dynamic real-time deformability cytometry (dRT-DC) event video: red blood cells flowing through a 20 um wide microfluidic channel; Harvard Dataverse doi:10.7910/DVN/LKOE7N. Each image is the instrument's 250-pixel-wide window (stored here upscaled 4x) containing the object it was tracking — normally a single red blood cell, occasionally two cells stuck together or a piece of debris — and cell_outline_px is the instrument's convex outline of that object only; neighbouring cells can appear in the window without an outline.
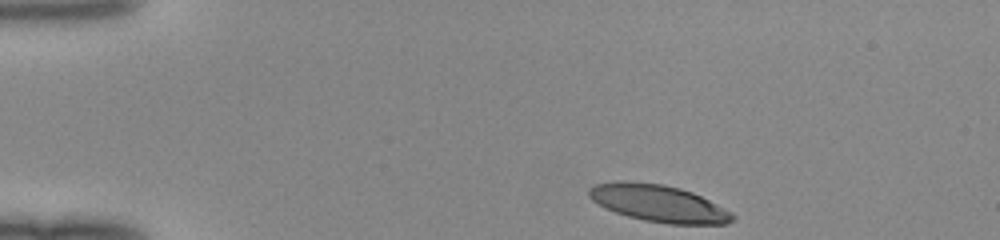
{"species": "human", "species_latin": "Homo sapiens", "temperature_condition": "room temperature", "stored_images_in_passage": 36, "camera_frame_rate_fps": 3000, "um_per_image_px": 0.085, "donor": {"sex": "female"}, "frame": {"image": 1, "passage_image": 1, "time_ms": 0.0, "image_size_px": [1000, 240], "cell_outline_px": [[736, 216], [728, 224], [668, 224], [644, 220], [628, 216], [616, 212], [592, 200], [588, 196], [588, 188], [596, 184], [616, 180], [628, 180], [664, 184], [680, 188], [692, 192], [732, 212]], "centroid_in_image_um": [55.97, 17.27], "position_along_channel_um": 29.0, "area_um2": 30.98}}
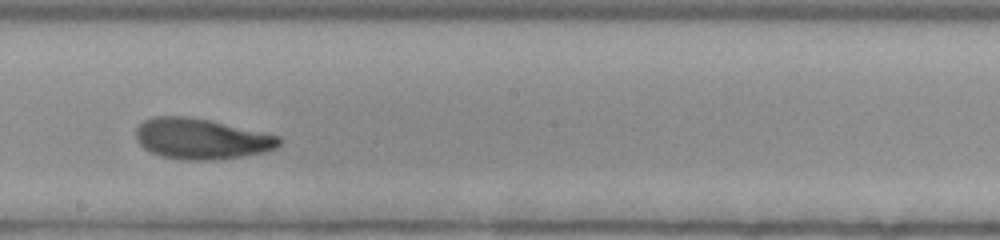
{"frame": {"image": 2, "passage_image": 21, "time_ms": 6.667, "image_size_px": [1000, 240], "cell_outline_px": [[280, 144], [276, 148], [264, 152], [244, 156], [212, 160], [188, 160], [160, 156], [144, 148], [136, 140], [136, 128], [144, 120], [152, 116], [188, 116], [212, 120], [264, 132], [280, 136]], "centroid_in_image_um": [17.11, 11.79], "position_along_channel_um": 231.1, "area_um2": 34.16}}
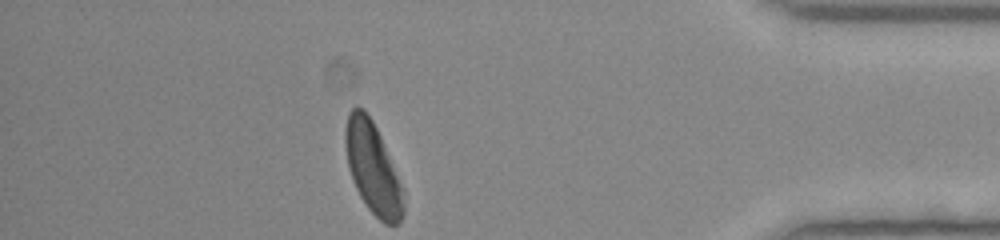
{"frame": {"image": 3, "passage_image": 36, "time_ms": 11.667, "image_size_px": [1000, 240], "cell_outline_px": [[404, 216], [396, 224], [384, 224], [368, 208], [360, 196], [352, 180], [348, 168], [344, 144], [344, 128], [348, 112], [356, 104], [364, 108], [372, 120], [380, 136], [404, 192]], "centroid_in_image_um": [31.65, 14.26], "position_along_channel_um": 403.6, "area_um2": 30.92}}